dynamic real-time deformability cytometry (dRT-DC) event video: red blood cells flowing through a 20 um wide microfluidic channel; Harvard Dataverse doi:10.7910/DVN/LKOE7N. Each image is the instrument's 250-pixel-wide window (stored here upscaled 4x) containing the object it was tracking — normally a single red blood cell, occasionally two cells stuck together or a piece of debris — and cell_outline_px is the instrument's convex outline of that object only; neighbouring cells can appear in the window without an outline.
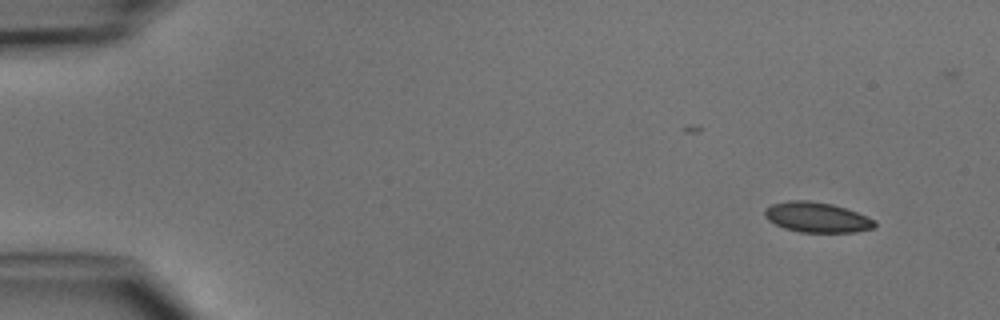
{"species": "common noctule bat (a hibernating species)", "species_latin": "Nyctalus noctula", "temperature_condition": "cold", "stored_images_in_passage": 5, "segment_of_instrument_passage": [1, 2], "camera_frame_rate_fps": 3000, "um_per_image_px": 0.085, "animal": {"sex": "male", "body_mass_g": 15.6}, "frame": {"image": 1, "passage_image": 1, "time_ms": 0.0, "image_size_px": [1000, 320], "cell_outline_px": [[876, 224], [872, 228], [856, 232], [800, 232], [784, 228], [768, 220], [764, 216], [764, 208], [772, 204], [788, 200], [808, 200], [832, 204], [856, 212], [876, 220]], "centroid_in_image_um": [69.41, 18.46], "position_along_channel_um": 15.6, "area_um2": 19.31}}